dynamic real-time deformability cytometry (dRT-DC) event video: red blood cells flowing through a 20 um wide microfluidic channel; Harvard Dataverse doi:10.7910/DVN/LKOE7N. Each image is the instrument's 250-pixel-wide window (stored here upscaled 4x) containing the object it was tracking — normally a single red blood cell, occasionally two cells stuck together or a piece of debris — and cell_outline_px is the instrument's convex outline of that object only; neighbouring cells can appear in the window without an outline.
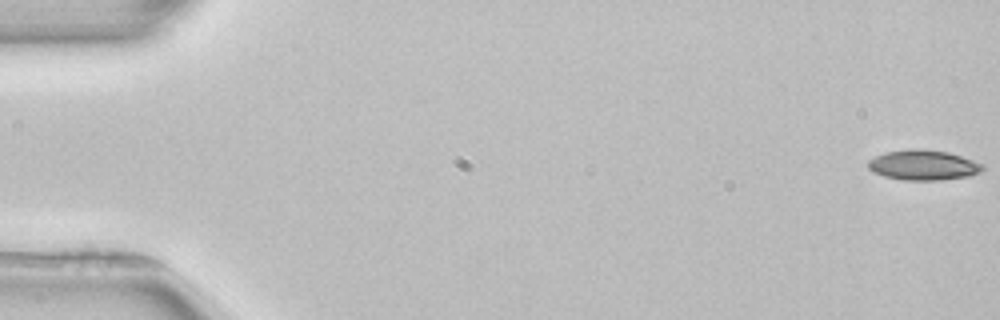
{"species": "common noctule bat (a hibernating species)", "species_latin": "Nyctalus noctula", "temperature_condition": "room temperature", "stored_images_in_passage": 38, "camera_frame_rate_fps": 3000, "um_per_image_px": 0.085, "animal": {"sex": "female", "body_mass_g": 22.7, "forearm_length_mm": 54.2}, "frame": {"image": 1, "passage_image": 1, "time_ms": 0.0, "image_size_px": [1000, 320], "cell_outline_px": [[984, 168], [980, 172], [968, 176], [940, 180], [900, 180], [884, 176], [872, 172], [868, 168], [868, 160], [884, 152], [908, 148], [920, 148], [948, 152], [984, 164]], "centroid_in_image_um": [78.44, 14.02], "position_along_channel_um": 6.6, "area_um2": 20.29}}
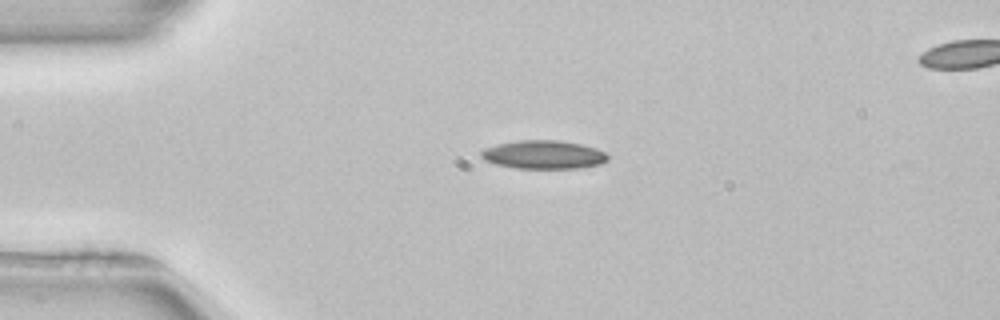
{"frame": {"image": 2, "passage_image": 13, "time_ms": 4.0, "image_size_px": [1000, 320], "cell_outline_px": [[608, 160], [600, 164], [580, 168], [516, 168], [496, 164], [484, 160], [480, 156], [480, 152], [484, 148], [496, 144], [516, 140], [560, 140], [580, 144], [596, 148], [604, 152], [608, 156]], "centroid_in_image_um": [46.18, 13.14], "position_along_channel_um": 38.8, "area_um2": 21.1}}
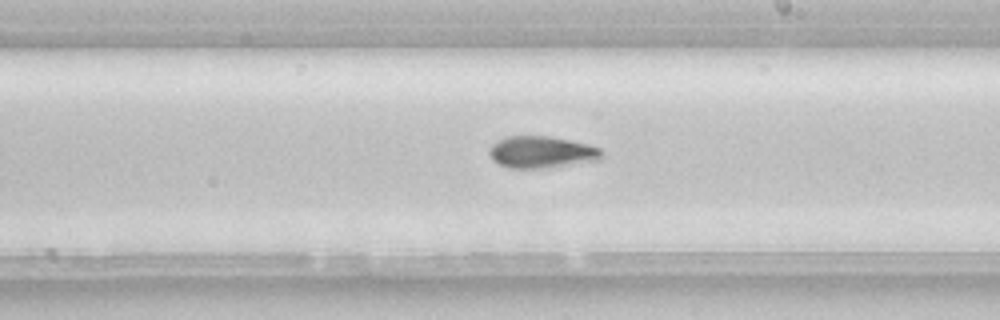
{"frame": {"image": 3, "passage_image": 31, "time_ms": 10.0, "image_size_px": [1000, 320], "cell_outline_px": [[604, 156], [600, 160], [552, 168], [508, 168], [492, 160], [488, 152], [488, 148], [496, 140], [504, 136], [552, 136], [588, 144], [600, 148], [604, 152]], "centroid_in_image_um": [46.05, 12.93], "position_along_channel_um": 243.0, "area_um2": 21.44}}